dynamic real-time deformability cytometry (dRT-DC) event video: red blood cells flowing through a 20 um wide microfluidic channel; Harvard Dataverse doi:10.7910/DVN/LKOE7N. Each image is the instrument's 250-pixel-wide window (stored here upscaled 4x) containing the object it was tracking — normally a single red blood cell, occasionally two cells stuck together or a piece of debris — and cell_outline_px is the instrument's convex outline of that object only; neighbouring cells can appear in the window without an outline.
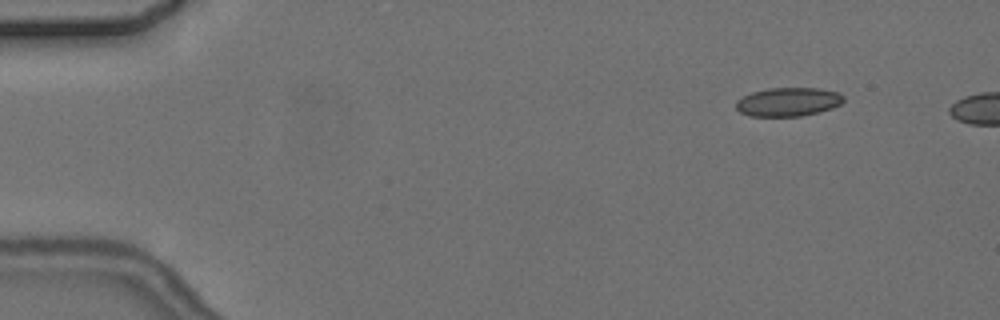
{"species": "common noctule bat (a hibernating species)", "species_latin": "Nyctalus noctula", "temperature_condition": "cold", "stored_images_in_passage": 3, "camera_frame_rate_fps": 3000, "um_per_image_px": 0.085, "animal": {"sex": "female", "body_mass_g": 24.6, "forearm_length_mm": 56.2}, "frame": {"image": 1, "passage_image": 2, "time_ms": 1.0, "image_size_px": [1000, 320], "cell_outline_px": [[844, 100], [840, 104], [832, 108], [800, 116], [748, 116], [740, 112], [736, 108], [736, 100], [752, 92], [768, 88], [820, 88], [840, 92], [844, 96]], "centroid_in_image_um": [67.0, 8.65], "position_along_channel_um": 18.0, "area_um2": 18.03}}